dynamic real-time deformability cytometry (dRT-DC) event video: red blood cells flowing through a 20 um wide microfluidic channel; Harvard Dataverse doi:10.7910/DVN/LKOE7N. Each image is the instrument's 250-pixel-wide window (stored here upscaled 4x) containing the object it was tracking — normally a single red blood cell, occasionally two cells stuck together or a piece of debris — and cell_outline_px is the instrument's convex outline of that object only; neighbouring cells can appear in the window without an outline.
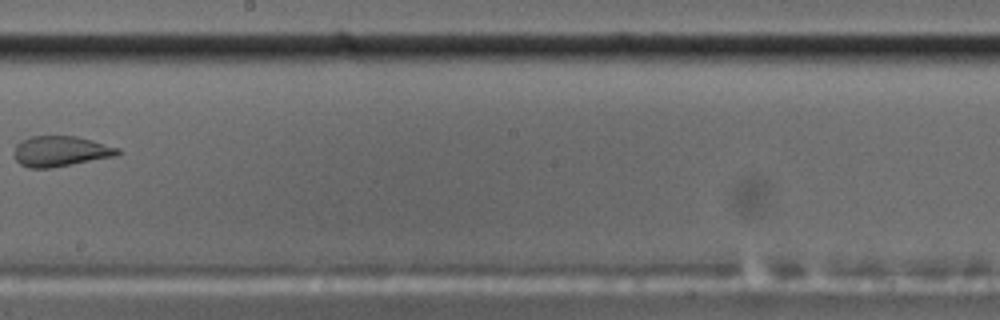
{"species": "common noctule bat (a hibernating species)", "species_latin": "Nyctalus noctula", "temperature_condition": "cold", "stored_images_in_passage": 10, "camera_frame_rate_fps": 3000, "um_per_image_px": 0.085, "animal": {"sex": "male", "body_mass_g": 17.5, "forearm_length_mm": 52.3}, "frame": {"image": 1, "passage_image": 10, "time_ms": 3.0, "image_size_px": [1000, 320], "cell_outline_px": [[120, 152], [116, 156], [52, 168], [28, 168], [20, 164], [12, 156], [12, 152], [16, 144], [20, 140], [32, 136], [76, 136], [120, 148]], "centroid_in_image_um": [5.09, 12.86], "position_along_channel_um": 243.1, "area_um2": 18.61}}